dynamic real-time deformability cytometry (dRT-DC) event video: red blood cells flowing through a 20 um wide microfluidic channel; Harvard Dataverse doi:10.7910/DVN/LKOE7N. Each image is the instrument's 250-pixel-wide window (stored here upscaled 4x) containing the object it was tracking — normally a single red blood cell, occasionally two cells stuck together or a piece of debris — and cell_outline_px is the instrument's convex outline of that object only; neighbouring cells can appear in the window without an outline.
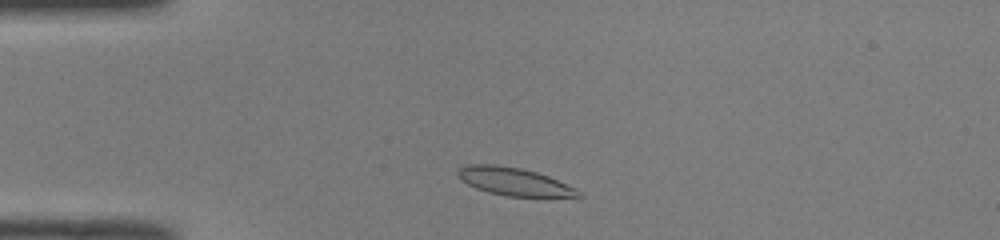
{"species": "common noctule bat (a hibernating species)", "species_latin": "Nyctalus noctula", "temperature_condition": "room temperature", "stored_images_in_passage": 41, "camera_frame_rate_fps": 3000, "um_per_image_px": 0.085, "animal": {"sex": "male", "body_mass_g": 19.0, "forearm_length_mm": 50.8}, "frame": {"image": 1, "passage_image": 3, "time_ms": 0.667, "image_size_px": [1000, 240], "cell_outline_px": [[584, 196], [580, 200], [508, 196], [488, 192], [476, 188], [460, 180], [456, 176], [456, 172], [460, 168], [468, 164], [496, 164], [520, 168], [536, 172], [548, 176], [576, 188]], "centroid_in_image_um": [43.84, 15.49], "position_along_channel_um": 41.2, "area_um2": 20.52}}
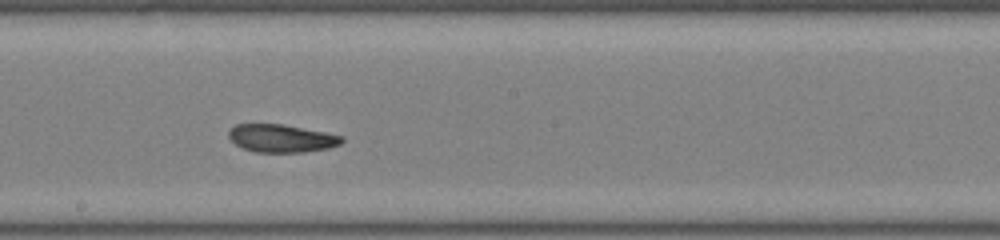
{"frame": {"image": 2, "passage_image": 19, "time_ms": 6.0, "image_size_px": [1000, 240], "cell_outline_px": [[344, 140], [340, 144], [328, 148], [304, 152], [256, 152], [244, 148], [236, 144], [228, 136], [228, 132], [236, 124], [280, 124], [324, 132], [344, 136]], "centroid_in_image_um": [23.93, 11.76], "position_along_channel_um": 224.3, "area_um2": 18.15}}
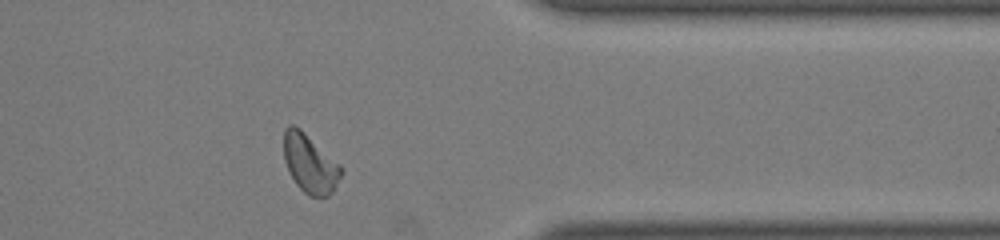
{"frame": {"image": 3, "passage_image": 32, "time_ms": 10.333, "image_size_px": [1000, 240], "cell_outline_px": [[344, 172], [332, 192], [328, 196], [308, 196], [296, 184], [284, 160], [284, 128], [288, 124], [292, 124], [300, 128], [340, 164], [344, 168]], "centroid_in_image_um": [26.36, 13.89], "position_along_channel_um": 385.0, "area_um2": 19.59}, "authors_computed_cell_mechanics": {"area_um2": 19.1896, "velocity_mm_per_s": 3.982, "shape_relaxation_time_tau1_ms": 7.4579, "shape_relaxation_time_tau2_ms": 5.9115, "deformation_change_tau1": 0.2005, "deformation_change_tau2": 0.12}}